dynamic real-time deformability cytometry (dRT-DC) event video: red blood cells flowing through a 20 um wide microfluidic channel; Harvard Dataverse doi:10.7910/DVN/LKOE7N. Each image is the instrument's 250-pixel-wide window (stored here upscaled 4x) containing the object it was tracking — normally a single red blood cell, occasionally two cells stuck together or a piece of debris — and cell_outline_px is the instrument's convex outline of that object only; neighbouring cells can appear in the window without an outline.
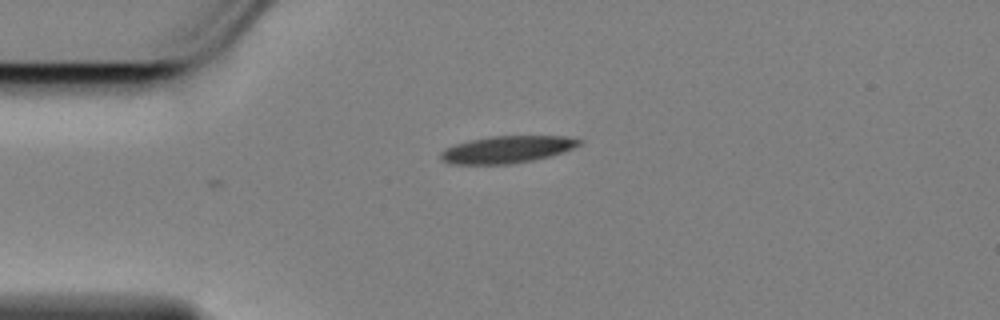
{"species": "Egyptian fruit bat (a non-hibernating species)", "species_latin": "Rousettus aegyptiacus", "temperature_condition": "cold", "stored_images_in_passage": 2, "camera_frame_rate_fps": 3000, "um_per_image_px": 0.085, "animal": {"sex": "female"}, "frame": {"image": 1, "passage_image": 2, "time_ms": 0.333, "image_size_px": [1000, 320], "cell_outline_px": [[584, 140], [580, 144], [572, 148], [552, 156], [512, 164], [448, 164], [440, 156], [440, 152], [444, 148], [456, 144], [488, 136], [564, 136]], "centroid_in_image_um": [43.1, 12.71], "position_along_channel_um": 41.9, "area_um2": 21.85}}